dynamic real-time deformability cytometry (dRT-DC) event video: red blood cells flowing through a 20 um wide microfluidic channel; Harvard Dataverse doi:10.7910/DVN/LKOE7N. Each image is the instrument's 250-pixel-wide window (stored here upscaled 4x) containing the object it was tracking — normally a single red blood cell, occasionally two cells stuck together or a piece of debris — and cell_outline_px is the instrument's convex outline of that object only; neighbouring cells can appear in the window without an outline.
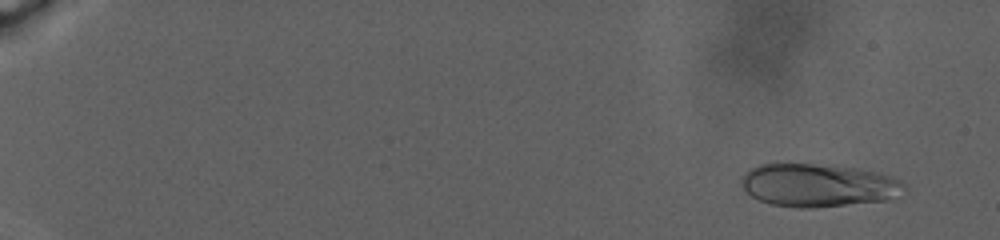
{"species": "human", "species_latin": "Homo sapiens", "temperature_condition": "warm", "stored_images_in_passage": 64, "camera_frame_rate_fps": 3000, "um_per_image_px": 0.085, "donor": {"sex": "male"}, "frame": {"image": 1, "passage_image": 14, "time_ms": 2.0, "image_size_px": [1000, 240], "cell_outline_px": [[908, 184], [904, 188], [888, 200], [812, 208], [796, 208], [772, 204], [760, 200], [752, 196], [740, 184], [744, 172], [760, 164], [776, 160], [832, 164], [856, 168], [876, 172], [900, 180]], "centroid_in_image_um": [69.47, 15.69], "position_along_channel_um": 15.5, "area_um2": 41.79}}
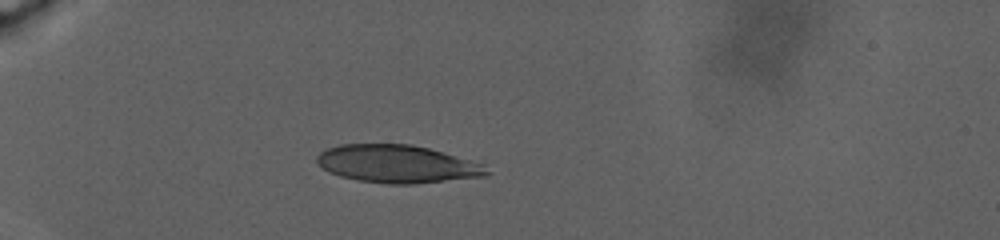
{"frame": {"image": 2, "passage_image": 56, "time_ms": 10.333, "image_size_px": [1000, 240], "cell_outline_px": [[492, 172], [484, 176], [412, 184], [388, 184], [360, 180], [340, 176], [328, 172], [316, 160], [316, 156], [320, 152], [328, 148], [340, 144], [412, 144], [428, 148], [484, 164]], "centroid_in_image_um": [33.76, 13.93], "position_along_channel_um": 51.2, "area_um2": 37.22}}